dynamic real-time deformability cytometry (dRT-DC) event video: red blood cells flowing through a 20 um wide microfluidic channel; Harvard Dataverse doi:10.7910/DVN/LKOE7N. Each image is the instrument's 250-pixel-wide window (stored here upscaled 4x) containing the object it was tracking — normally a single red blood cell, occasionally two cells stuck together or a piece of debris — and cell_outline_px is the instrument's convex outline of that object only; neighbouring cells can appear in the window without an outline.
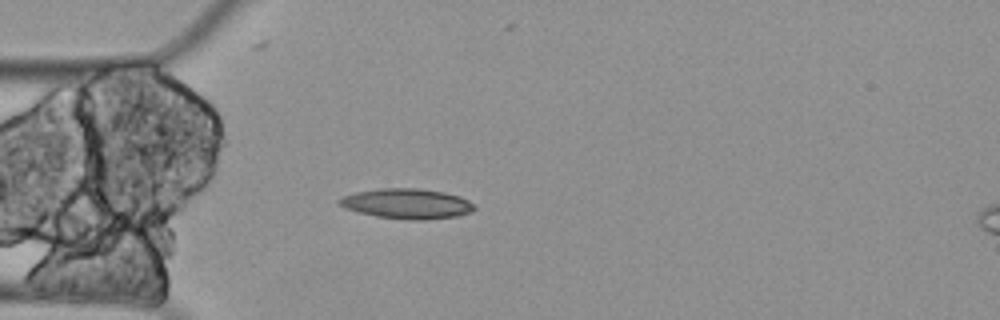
{"species": "Egyptian fruit bat (a non-hibernating species)", "species_latin": "Rousettus aegyptiacus", "temperature_condition": "cold", "stored_images_in_passage": 1, "camera_frame_rate_fps": 3000, "um_per_image_px": 0.085, "animal": {"sex": "female"}, "frame": {"image": 1, "passage_image": 1, "time_ms": 0.0, "image_size_px": [1000, 320], "cell_outline_px": [[476, 208], [472, 212], [460, 216], [424, 220], [408, 220], [376, 216], [356, 212], [344, 208], [336, 200], [340, 196], [356, 192], [380, 188], [416, 188], [444, 192], [460, 196], [468, 200]], "centroid_in_image_um": [34.57, 17.32], "position_along_channel_um": 50.4, "area_um2": 23.99}}